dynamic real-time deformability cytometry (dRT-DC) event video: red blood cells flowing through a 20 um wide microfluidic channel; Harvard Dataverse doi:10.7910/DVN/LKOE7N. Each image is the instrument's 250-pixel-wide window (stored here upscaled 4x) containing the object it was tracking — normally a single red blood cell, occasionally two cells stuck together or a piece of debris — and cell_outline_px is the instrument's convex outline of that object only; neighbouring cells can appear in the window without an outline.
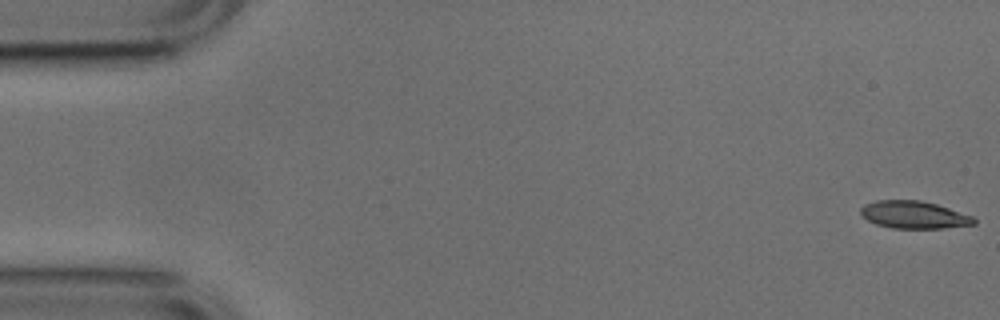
{"species": "common noctule bat (a hibernating species)", "species_latin": "Nyctalus noctula", "temperature_condition": "cold", "stored_images_in_passage": 9, "camera_frame_rate_fps": 3000, "um_per_image_px": 0.085, "animal": {"sex": "male", "body_mass_g": 17.9, "forearm_length_mm": 54.2}, "frame": {"image": 1, "passage_image": 1, "time_ms": 0.0, "image_size_px": [1000, 320], "cell_outline_px": [[976, 224], [944, 228], [892, 228], [876, 224], [860, 216], [860, 208], [864, 204], [876, 200], [920, 200], [936, 204], [972, 216], [976, 220]], "centroid_in_image_um": [77.64, 18.25], "position_along_channel_um": 7.4, "area_um2": 18.15}}